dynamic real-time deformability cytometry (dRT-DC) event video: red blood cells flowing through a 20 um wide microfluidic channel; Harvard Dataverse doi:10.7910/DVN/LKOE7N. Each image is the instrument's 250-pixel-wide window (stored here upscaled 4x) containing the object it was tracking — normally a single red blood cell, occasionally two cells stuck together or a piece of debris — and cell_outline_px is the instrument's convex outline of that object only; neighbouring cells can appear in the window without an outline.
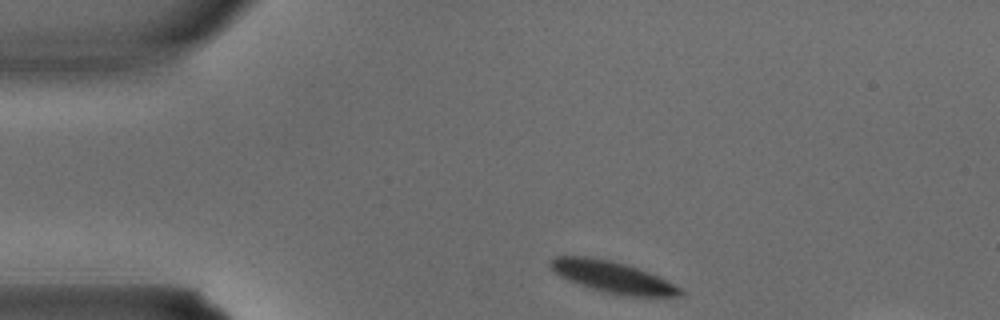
{"species": "common noctule bat (a hibernating species)", "species_latin": "Nyctalus noctula", "temperature_condition": "warm", "stored_images_in_passage": 2, "camera_frame_rate_fps": 3000, "um_per_image_px": 0.085, "animal": {"sex": "male", "body_mass_g": 15.6}, "frame": {"image": 1, "passage_image": 1, "time_ms": 0.0, "image_size_px": [1000, 320], "cell_outline_px": [[688, 292], [684, 296], [628, 296], [604, 292], [568, 280], [552, 272], [548, 268], [548, 260], [552, 256], [588, 256], [608, 260], [624, 264], [648, 272]], "centroid_in_image_um": [52.0, 23.54], "position_along_channel_um": 33.0, "area_um2": 23.76}}
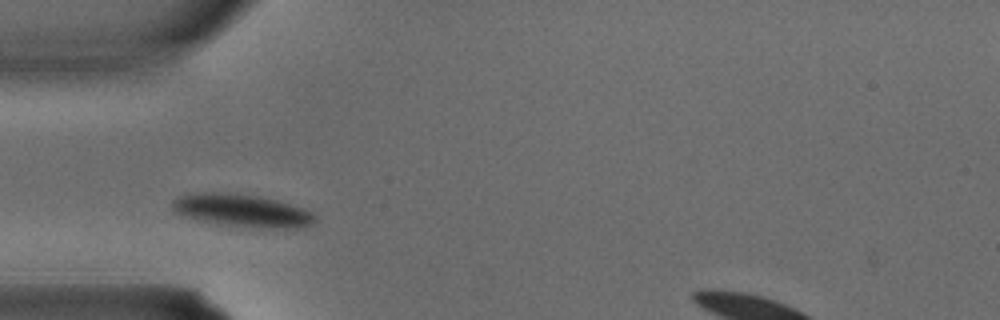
{"frame": {"image": 2, "passage_image": 2, "time_ms": 0.333, "image_size_px": [1000, 320], "cell_outline_px": [[316, 220], [312, 224], [304, 228], [240, 228], [196, 220], [180, 216], [172, 212], [172, 200], [180, 196], [192, 192], [224, 192], [260, 196], [276, 200], [304, 208], [312, 212], [316, 216]], "centroid_in_image_um": [20.53, 17.92], "position_along_channel_um": 64.5, "area_um2": 28.09}}